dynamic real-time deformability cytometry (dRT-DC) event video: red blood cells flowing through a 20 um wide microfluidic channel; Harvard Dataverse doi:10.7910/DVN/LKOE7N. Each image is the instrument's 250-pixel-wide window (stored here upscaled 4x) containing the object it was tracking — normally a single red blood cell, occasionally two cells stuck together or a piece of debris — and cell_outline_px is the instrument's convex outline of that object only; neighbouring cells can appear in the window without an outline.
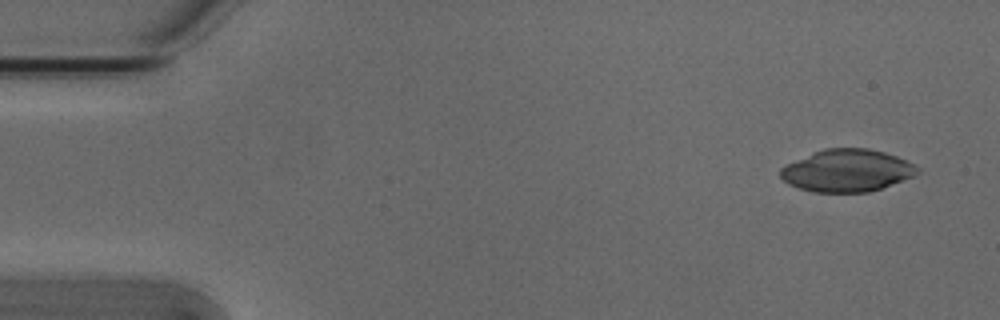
{"species": "Egyptian fruit bat (a non-hibernating species)", "species_latin": "Rousettus aegyptiacus", "temperature_condition": "cold", "stored_images_in_passage": 53, "camera_frame_rate_fps": 3000, "um_per_image_px": 0.085, "animal": {"sex": "male"}, "frame": {"image": 1, "passage_image": 3, "time_ms": 0.667, "image_size_px": [1000, 320], "cell_outline_px": [[920, 172], [912, 176], [880, 188], [868, 192], [812, 192], [788, 184], [780, 176], [780, 168], [812, 152], [824, 148], [868, 148], [884, 152], [896, 156], [920, 168]], "centroid_in_image_um": [71.97, 14.49], "position_along_channel_um": 13.0, "area_um2": 33.47}}